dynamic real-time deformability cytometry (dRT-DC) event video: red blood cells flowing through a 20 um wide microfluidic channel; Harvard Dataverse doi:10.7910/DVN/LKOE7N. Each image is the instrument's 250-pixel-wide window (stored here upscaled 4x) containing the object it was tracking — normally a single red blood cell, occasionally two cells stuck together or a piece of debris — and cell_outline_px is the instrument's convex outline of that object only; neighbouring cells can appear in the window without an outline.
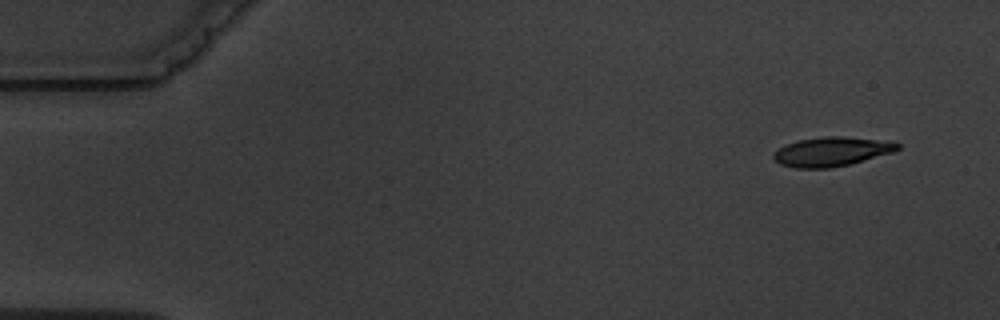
{"species": "common noctule bat (a hibernating species)", "species_latin": "Nyctalus noctula", "temperature_condition": "warm", "stored_images_in_passage": 5, "camera_frame_rate_fps": 3000, "um_per_image_px": 0.085, "animal": {"sex": "male", "body_mass_g": 19.5, "forearm_length_mm": 54.6}, "frame": {"image": 1, "passage_image": 1, "time_ms": 0.0, "image_size_px": [1000, 320], "cell_outline_px": [[900, 148], [896, 152], [852, 164], [828, 168], [796, 168], [780, 164], [772, 156], [772, 152], [784, 144], [796, 140], [824, 136], [844, 136], [892, 140], [900, 144]], "centroid_in_image_um": [70.74, 12.87], "position_along_channel_um": 14.3, "area_um2": 21.85}}
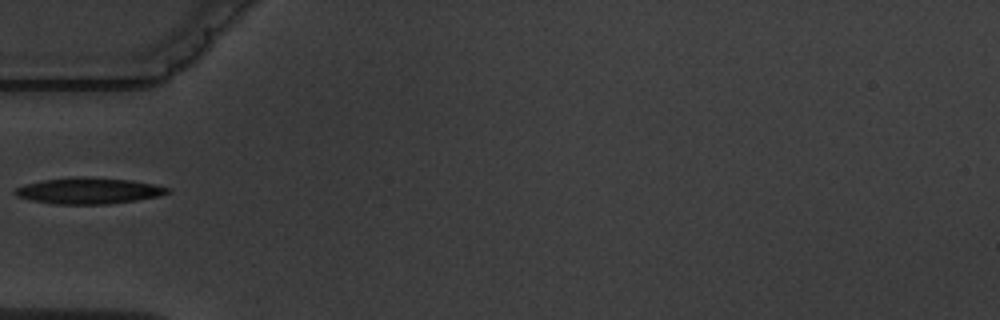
{"frame": {"image": 2, "passage_image": 5, "time_ms": 5.0, "image_size_px": [1000, 320], "cell_outline_px": [[172, 192], [160, 196], [136, 200], [108, 204], [56, 204], [32, 200], [16, 196], [12, 192], [16, 188], [40, 180], [76, 176], [84, 176], [132, 180], [172, 188]], "centroid_in_image_um": [7.57, 16.21], "position_along_channel_um": 77.4, "area_um2": 23.41}}